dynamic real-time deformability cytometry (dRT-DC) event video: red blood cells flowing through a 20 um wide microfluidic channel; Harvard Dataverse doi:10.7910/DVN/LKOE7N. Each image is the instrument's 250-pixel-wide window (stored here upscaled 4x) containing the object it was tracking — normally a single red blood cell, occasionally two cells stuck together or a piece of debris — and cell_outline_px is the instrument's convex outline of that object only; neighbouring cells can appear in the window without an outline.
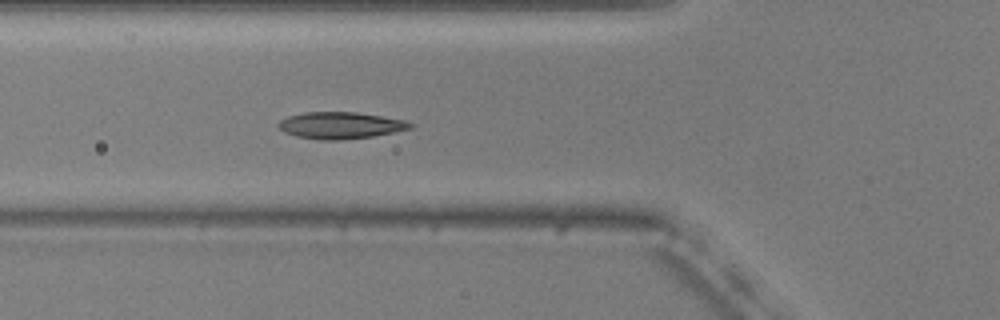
{"species": "common noctule bat (a hibernating species)", "species_latin": "Nyctalus noctula", "temperature_condition": "warm", "stored_images_in_passage": 9, "camera_frame_rate_fps": 3000, "um_per_image_px": 0.085, "animal": {"sex": "male", "body_mass_g": 20.5, "forearm_length_mm": 52.5}, "frame": {"image": 1, "passage_image": 3, "time_ms": 0.667, "image_size_px": [1000, 320], "cell_outline_px": [[416, 124], [412, 128], [372, 136], [340, 140], [320, 140], [296, 136], [284, 132], [276, 124], [280, 120], [288, 116], [304, 112], [356, 112], [404, 120]], "centroid_in_image_um": [28.92, 10.65], "position_along_channel_um": 96.9, "area_um2": 20.46}}
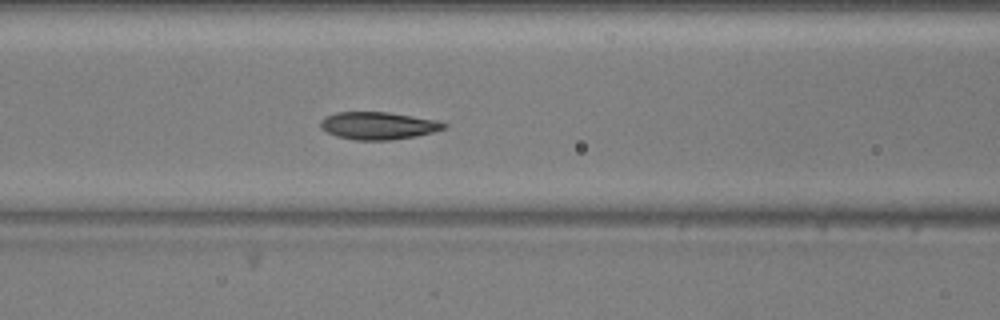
{"frame": {"image": 2, "passage_image": 6, "time_ms": 1.667, "image_size_px": [1000, 320], "cell_outline_px": [[448, 128], [416, 136], [388, 140], [356, 140], [336, 136], [320, 128], [320, 120], [336, 112], [388, 112], [436, 120], [448, 124]], "centroid_in_image_um": [32.16, 10.68], "position_along_channel_um": 134.4, "area_um2": 19.71}}
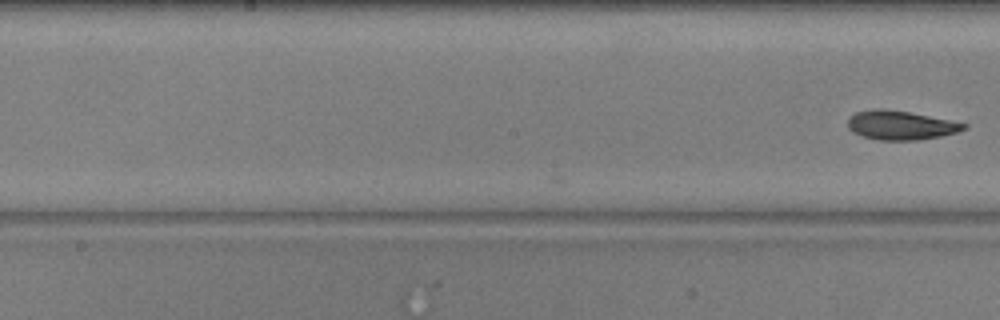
{"frame": {"image": 3, "passage_image": 9, "time_ms": 2.667, "image_size_px": [1000, 320], "cell_outline_px": [[968, 128], [956, 132], [940, 136], [916, 140], [880, 140], [860, 136], [852, 132], [848, 128], [848, 116], [856, 112], [880, 108], [884, 108], [908, 112], [968, 124]], "centroid_in_image_um": [76.5, 10.65], "position_along_channel_um": 171.7, "area_um2": 19.54}}